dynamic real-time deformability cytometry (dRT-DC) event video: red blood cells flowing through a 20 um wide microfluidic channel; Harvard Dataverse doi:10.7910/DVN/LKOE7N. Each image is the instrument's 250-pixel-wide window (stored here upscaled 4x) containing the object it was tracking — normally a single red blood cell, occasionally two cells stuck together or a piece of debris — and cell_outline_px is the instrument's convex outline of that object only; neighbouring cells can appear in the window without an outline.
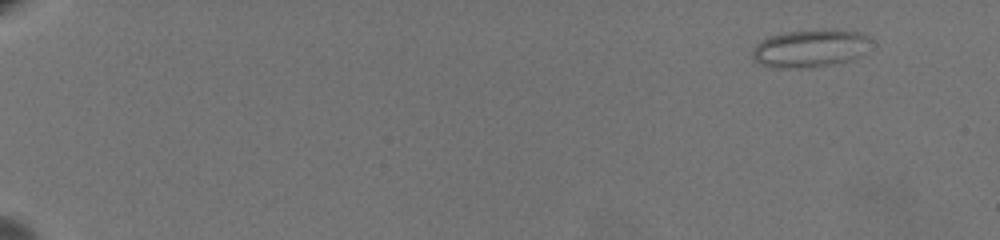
{"species": "common noctule bat (a hibernating species)", "species_latin": "Nyctalus noctula", "temperature_condition": "warm", "stored_images_in_passage": 58, "camera_frame_rate_fps": 3000, "um_per_image_px": 0.085, "animal": {"sex": "female", "body_mass_g": 19.5, "forearm_length_mm": 54.1}, "frame": {"image": 1, "passage_image": 1, "time_ms": 0.0, "image_size_px": [1000, 240], "cell_outline_px": [[872, 40], [844, 60], [828, 64], [784, 68], [780, 68], [764, 64], [756, 60], [752, 56], [752, 48], [756, 44], [768, 36], [784, 32], [832, 28], [860, 32], [868, 36]], "centroid_in_image_um": [68.73, 4.04], "position_along_channel_um": 16.3, "area_um2": 24.85}}
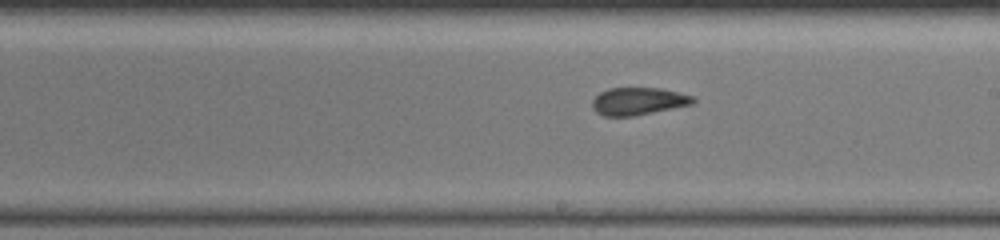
{"frame": {"image": 2, "passage_image": 35, "time_ms": 11.333, "image_size_px": [1000, 240], "cell_outline_px": [[696, 100], [692, 104], [632, 116], [604, 116], [596, 112], [592, 108], [592, 100], [600, 92], [608, 88], [660, 88], [696, 96]], "centroid_in_image_um": [54.25, 8.59], "position_along_channel_um": 234.8, "area_um2": 16.13}}
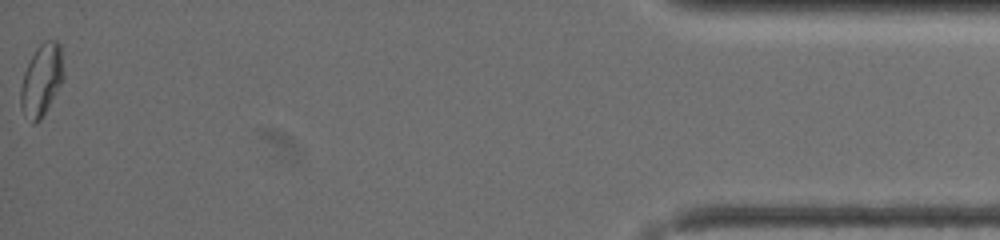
{"frame": {"image": 3, "passage_image": 58, "time_ms": 19.0, "image_size_px": [1000, 240], "cell_outline_px": [[64, 76], [60, 84], [40, 120], [36, 124], [32, 124], [20, 104], [20, 88], [24, 72], [36, 48], [44, 40], [56, 40], [60, 44], [64, 72]], "centroid_in_image_um": [3.53, 6.76], "position_along_channel_um": 431.7, "area_um2": 17.63}, "authors_computed_cell_mechanics": {"area_um2": 17.051, "velocity_mm_per_s": 3.5638, "shape_relaxation_time_tau1_ms": 9.8251, "shape_relaxation_time_tau2_ms": 1.3404, "deformation_change_tau1": 0.203, "deformation_change_tau2": 0.074}}